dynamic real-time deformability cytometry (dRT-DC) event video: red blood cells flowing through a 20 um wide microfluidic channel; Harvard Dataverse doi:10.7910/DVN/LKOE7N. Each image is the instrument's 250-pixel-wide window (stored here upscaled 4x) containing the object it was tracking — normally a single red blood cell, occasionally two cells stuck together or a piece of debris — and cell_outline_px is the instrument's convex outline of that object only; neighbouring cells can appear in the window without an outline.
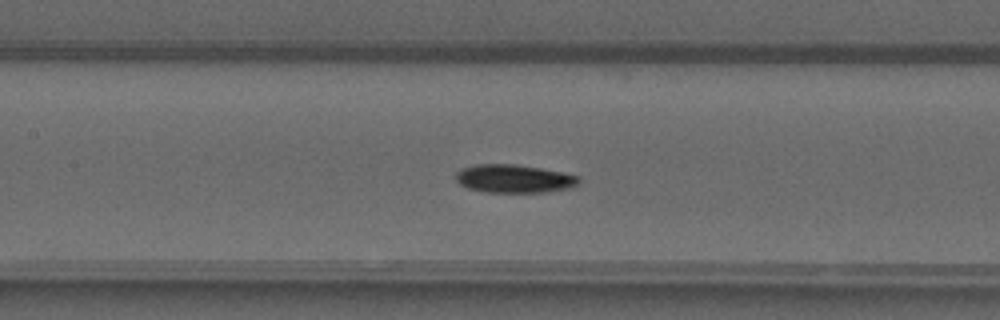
{"species": "common noctule bat (a hibernating species)", "species_latin": "Nyctalus noctula", "temperature_condition": "warm", "stored_images_in_passage": 44, "camera_frame_rate_fps": 3000, "um_per_image_px": 0.085, "animal": {"sex": "male", "forearm_length_mm": 52.5}, "frame": {"image": 1, "passage_image": 23, "time_ms": 7.333, "image_size_px": [1000, 320], "cell_outline_px": [[580, 180], [572, 188], [544, 192], [488, 192], [468, 188], [460, 184], [456, 180], [456, 172], [460, 168], [476, 164], [516, 164], [564, 172], [580, 176]], "centroid_in_image_um": [43.7, 15.18], "position_along_channel_um": 163.7, "area_um2": 20.35}}
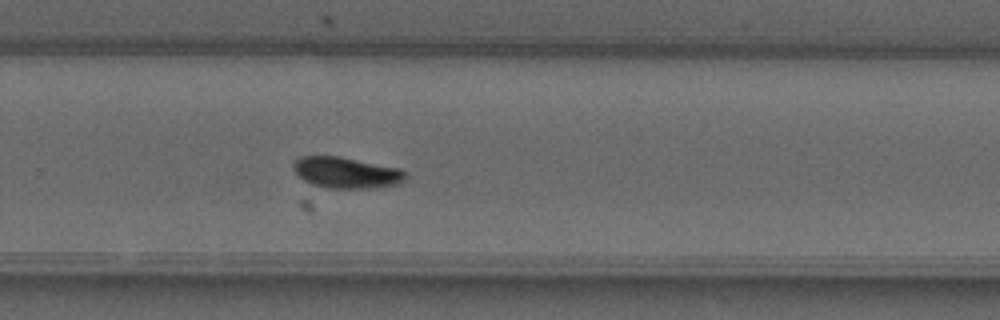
{"frame": {"image": 2, "passage_image": 33, "time_ms": 10.667, "image_size_px": [1000, 320], "cell_outline_px": [[408, 176], [404, 184], [380, 188], [328, 188], [312, 184], [304, 180], [292, 168], [292, 164], [300, 156], [340, 156], [400, 168]], "centroid_in_image_um": [29.51, 14.68], "position_along_channel_um": 300.3, "area_um2": 20.69}}
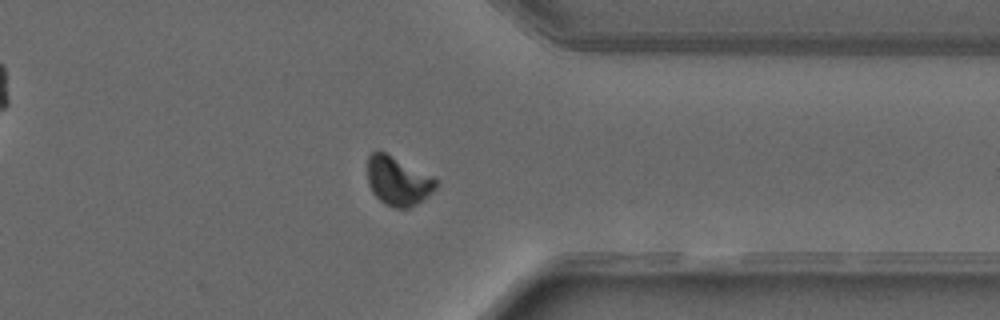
{"frame": {"image": 3, "passage_image": 39, "time_ms": 12.667, "image_size_px": [1000, 320], "cell_outline_px": [[436, 188], [428, 196], [416, 204], [408, 208], [396, 208], [384, 204], [372, 192], [368, 184], [368, 156], [372, 152], [384, 152], [432, 176], [436, 180]], "centroid_in_image_um": [33.81, 15.41], "position_along_channel_um": 377.6, "area_um2": 19.19}}